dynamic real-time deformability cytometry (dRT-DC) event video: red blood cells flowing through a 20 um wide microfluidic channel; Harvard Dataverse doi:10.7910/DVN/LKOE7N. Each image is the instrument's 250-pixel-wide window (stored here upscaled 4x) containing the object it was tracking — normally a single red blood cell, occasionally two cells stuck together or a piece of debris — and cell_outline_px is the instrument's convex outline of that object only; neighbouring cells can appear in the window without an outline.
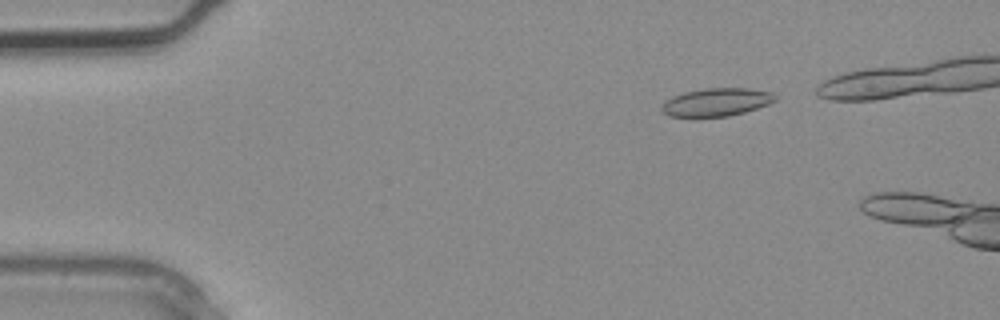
{"species": "common noctule bat (a hibernating species)", "species_latin": "Nyctalus noctula", "temperature_condition": "warm", "stored_images_in_passage": 2, "camera_frame_rate_fps": 3000, "um_per_image_px": 0.085, "animal": {"sex": "male", "body_mass_g": 20.4}, "frame": {"image": 1, "passage_image": 1, "time_ms": 0.0, "image_size_px": [1000, 320], "cell_outline_px": [[776, 100], [768, 104], [744, 112], [728, 116], [668, 116], [660, 108], [672, 96], [684, 92], [704, 88], [748, 88], [772, 92], [776, 96]], "centroid_in_image_um": [60.92, 8.67], "position_along_channel_um": 24.1, "area_um2": 18.26}}